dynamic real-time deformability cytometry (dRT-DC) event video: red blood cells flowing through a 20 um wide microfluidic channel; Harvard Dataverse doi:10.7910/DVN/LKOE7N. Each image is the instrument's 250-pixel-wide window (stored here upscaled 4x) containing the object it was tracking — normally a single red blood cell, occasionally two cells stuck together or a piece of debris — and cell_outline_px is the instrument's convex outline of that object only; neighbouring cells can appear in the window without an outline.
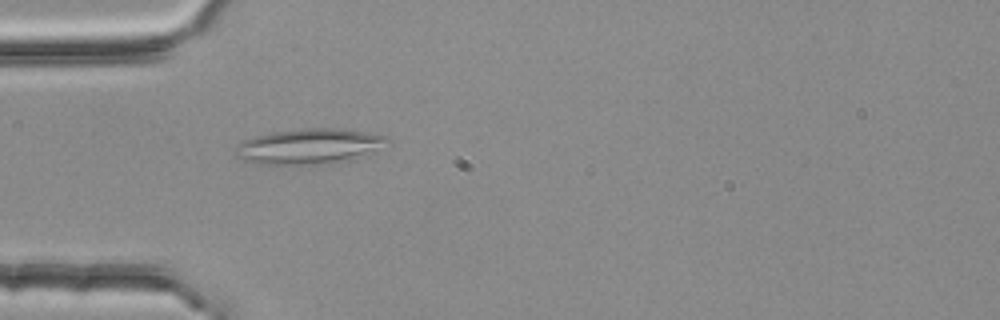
{"species": "common noctule bat (a hibernating species)", "species_latin": "Nyctalus noctula", "temperature_condition": "room temperature", "stored_images_in_passage": 4, "camera_frame_rate_fps": 3000, "um_per_image_px": 0.085, "animal": {"sex": "female", "body_mass_g": 25.1}, "frame": {"image": 1, "passage_image": 4, "time_ms": 1.0, "image_size_px": [1000, 320], "cell_outline_px": [[392, 140], [352, 160], [328, 164], [256, 164], [244, 160], [236, 156], [236, 144], [252, 136], [272, 132], [304, 128], [340, 128], [388, 136]], "centroid_in_image_um": [26.23, 12.43], "position_along_channel_um": 58.8, "area_um2": 31.27}}